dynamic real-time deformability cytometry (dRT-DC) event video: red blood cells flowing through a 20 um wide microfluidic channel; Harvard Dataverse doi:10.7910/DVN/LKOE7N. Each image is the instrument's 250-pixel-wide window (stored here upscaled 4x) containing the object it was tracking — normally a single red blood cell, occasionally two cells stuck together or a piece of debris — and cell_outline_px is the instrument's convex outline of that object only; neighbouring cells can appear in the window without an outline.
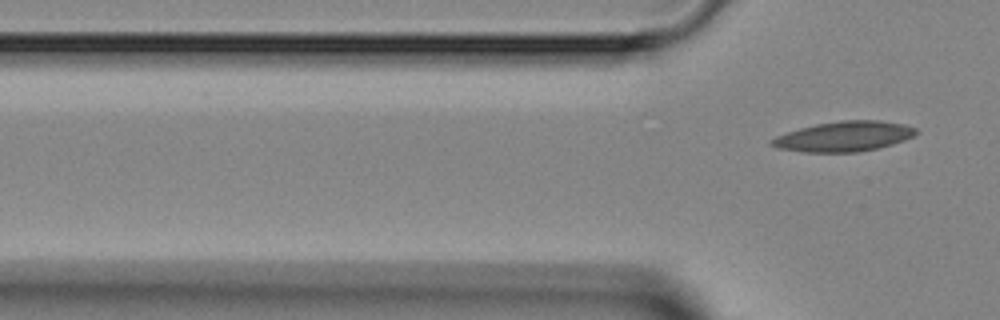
{"species": "Egyptian fruit bat (a non-hibernating species)", "species_latin": "Rousettus aegyptiacus", "temperature_condition": "room temperature", "stored_images_in_passage": 3, "camera_frame_rate_fps": 3000, "um_per_image_px": 0.085, "animal": {"sex": "female"}, "frame": {"image": 1, "passage_image": 3, "time_ms": 3.0, "image_size_px": [1000, 320], "cell_outline_px": [[920, 132], [904, 140], [892, 144], [876, 148], [856, 152], [804, 152], [776, 148], [768, 144], [768, 140], [776, 136], [800, 128], [816, 124], [840, 120], [880, 120], [904, 124], [916, 128]], "centroid_in_image_um": [71.71, 11.59], "position_along_channel_um": 54.1, "area_um2": 25.37}}